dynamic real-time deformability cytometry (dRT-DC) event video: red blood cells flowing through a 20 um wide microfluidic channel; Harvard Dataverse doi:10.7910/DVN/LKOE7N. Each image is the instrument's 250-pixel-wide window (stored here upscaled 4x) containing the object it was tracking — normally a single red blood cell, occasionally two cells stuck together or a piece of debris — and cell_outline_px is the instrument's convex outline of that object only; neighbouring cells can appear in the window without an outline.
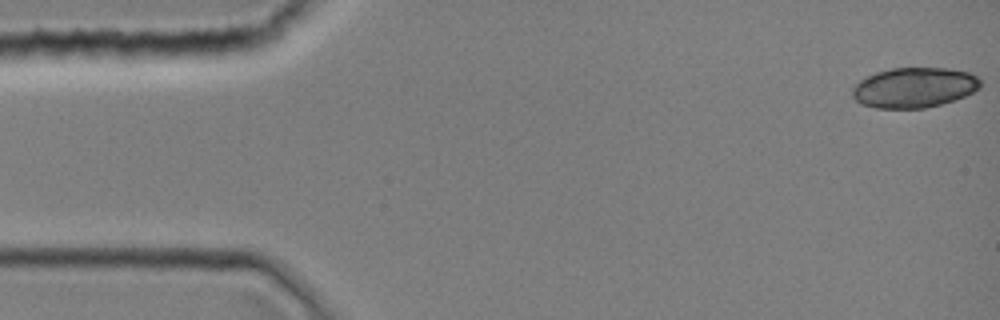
{"species": "common noctule bat (a hibernating species)", "species_latin": "Nyctalus noctula", "temperature_condition": "room temperature", "stored_images_in_passage": 39, "camera_frame_rate_fps": 3000, "um_per_image_px": 0.085, "animal": {"sex": "female", "body_mass_g": 19.0, "forearm_length_mm": 51.5}, "frame": {"image": 1, "passage_image": 1, "time_ms": 0.0, "image_size_px": [1000, 320], "cell_outline_px": [[980, 88], [964, 96], [940, 104], [924, 108], [876, 108], [860, 104], [852, 96], [852, 88], [860, 80], [876, 72], [892, 68], [948, 68], [968, 72], [976, 76], [980, 80]], "centroid_in_image_um": [77.68, 7.44], "position_along_channel_um": 7.3, "area_um2": 29.82}}
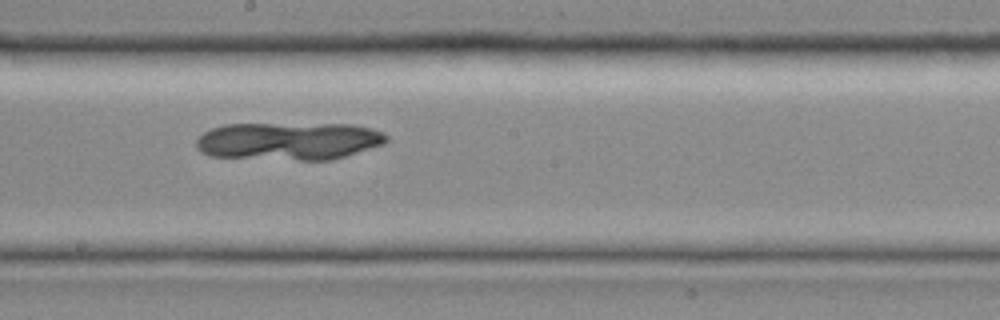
{"frame": {"image": 2, "passage_image": 22, "time_ms": 7.0, "image_size_px": [1000, 320], "cell_outline_px": [[388, 140], [384, 144], [332, 160], [300, 160], [208, 156], [200, 152], [196, 148], [196, 140], [204, 132], [212, 128], [224, 124], [352, 124], [372, 128], [384, 132], [388, 136]], "centroid_in_image_um": [24.55, 11.99], "position_along_channel_um": 223.6, "area_um2": 42.14}}
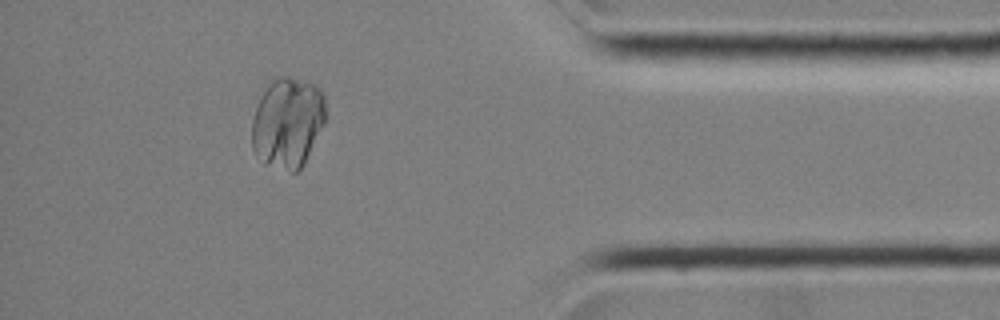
{"frame": {"image": 3, "passage_image": 35, "time_ms": 11.333, "image_size_px": [1000, 320], "cell_outline_px": [[324, 124], [304, 164], [296, 172], [292, 172], [264, 164], [256, 156], [252, 148], [252, 120], [260, 96], [268, 84], [272, 80], [280, 76], [288, 76], [316, 84], [320, 88], [324, 96]], "centroid_in_image_um": [24.43, 10.42], "position_along_channel_um": 410.8, "area_um2": 39.07}}